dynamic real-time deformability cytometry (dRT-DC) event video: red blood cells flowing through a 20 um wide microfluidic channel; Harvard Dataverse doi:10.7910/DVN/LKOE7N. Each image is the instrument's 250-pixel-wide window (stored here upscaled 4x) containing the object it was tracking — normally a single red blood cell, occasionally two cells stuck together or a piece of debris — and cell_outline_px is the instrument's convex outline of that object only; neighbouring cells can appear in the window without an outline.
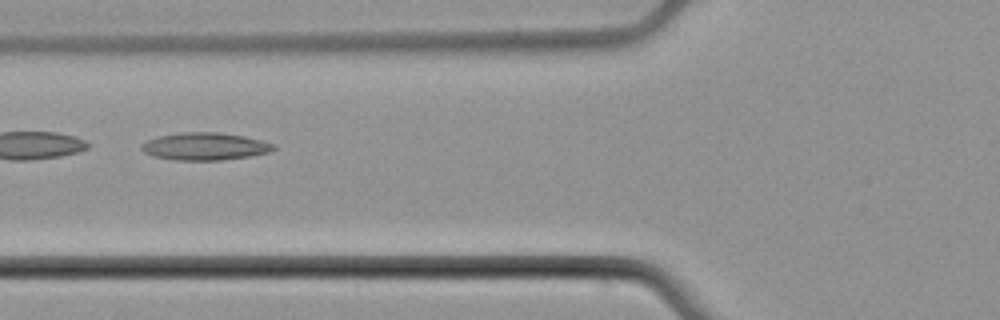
{"species": "common noctule bat (a hibernating species)", "species_latin": "Nyctalus noctula", "temperature_condition": "cold", "stored_images_in_passage": 3, "camera_frame_rate_fps": 3000, "um_per_image_px": 0.085, "animal": {"sex": "male", "body_mass_g": 21.5, "forearm_length_mm": 52.0}, "frame": {"image": 1, "passage_image": 2, "time_ms": 1.0, "image_size_px": [1000, 320], "cell_outline_px": [[276, 148], [272, 152], [252, 156], [220, 160], [176, 160], [156, 156], [144, 152], [140, 148], [140, 144], [148, 140], [160, 136], [180, 132], [220, 132], [244, 136], [276, 144]], "centroid_in_image_um": [17.47, 12.44], "position_along_channel_um": 108.3, "area_um2": 21.21}}
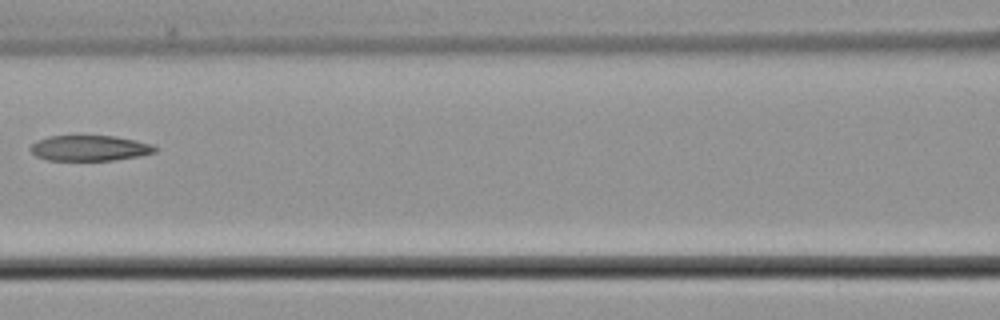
{"frame": {"image": 2, "passage_image": 3, "time_ms": 2.333, "image_size_px": [1000, 320], "cell_outline_px": [[156, 152], [140, 156], [112, 160], [48, 160], [36, 156], [28, 148], [36, 140], [48, 136], [116, 136], [152, 144], [156, 148]], "centroid_in_image_um": [7.6, 12.59], "position_along_channel_um": 159.0, "area_um2": 18.5}}